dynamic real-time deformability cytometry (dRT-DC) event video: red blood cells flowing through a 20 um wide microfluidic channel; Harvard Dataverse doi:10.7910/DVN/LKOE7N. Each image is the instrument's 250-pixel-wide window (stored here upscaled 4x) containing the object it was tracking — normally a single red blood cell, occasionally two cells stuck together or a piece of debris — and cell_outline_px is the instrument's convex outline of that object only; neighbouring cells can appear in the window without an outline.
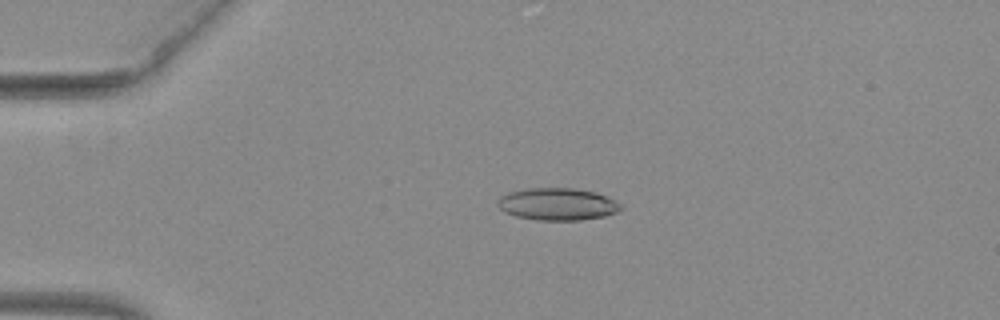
{"species": "common noctule bat (a hibernating species)", "species_latin": "Nyctalus noctula", "temperature_condition": "warm", "stored_images_in_passage": 47, "camera_frame_rate_fps": 3000, "um_per_image_px": 0.085, "animal": {"sex": "female", "body_mass_g": 29.2, "forearm_length_mm": 56.3}, "frame": {"image": 1, "passage_image": 7, "time_ms": 2.0, "image_size_px": [1000, 320], "cell_outline_px": [[624, 208], [616, 212], [604, 216], [580, 220], [536, 220], [516, 216], [504, 212], [496, 204], [500, 196], [508, 192], [528, 188], [572, 188], [596, 192], [620, 204]], "centroid_in_image_um": [47.34, 17.35], "position_along_channel_um": 37.7, "area_um2": 23.06}}
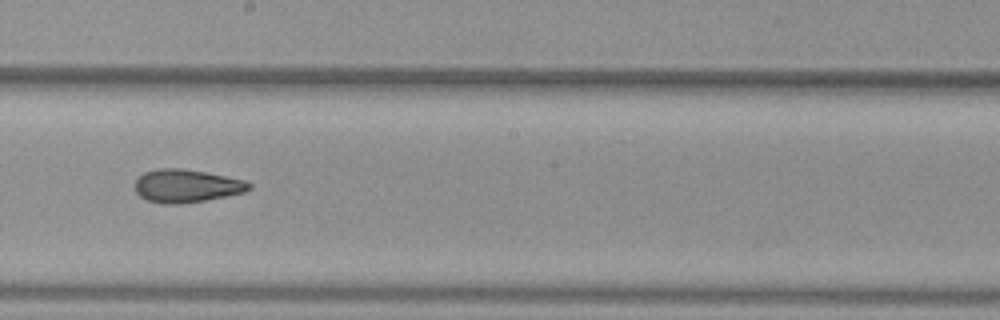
{"frame": {"image": 2, "passage_image": 25, "time_ms": 8.0, "image_size_px": [1000, 320], "cell_outline_px": [[252, 188], [244, 192], [204, 200], [180, 204], [164, 204], [148, 200], [140, 196], [136, 192], [136, 180], [144, 172], [156, 168], [180, 168], [204, 172], [244, 180], [252, 184]], "centroid_in_image_um": [15.84, 15.8], "position_along_channel_um": 232.4, "area_um2": 21.73}}
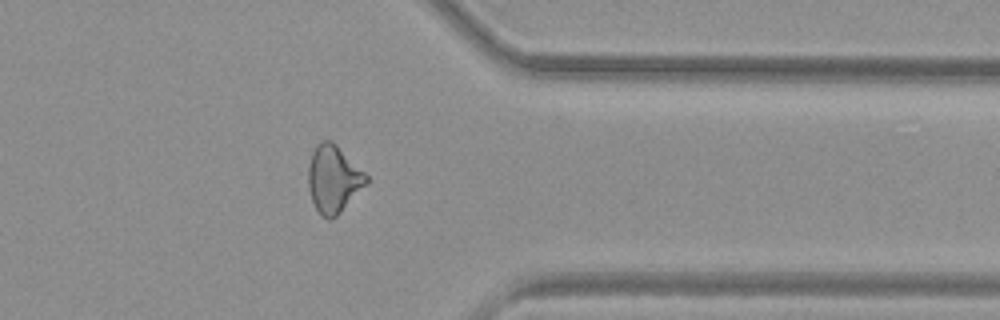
{"frame": {"image": 3, "passage_image": 37, "time_ms": 12.0, "image_size_px": [1000, 320], "cell_outline_px": [[368, 180], [340, 212], [332, 220], [328, 220], [320, 216], [312, 200], [308, 188], [308, 168], [312, 152], [316, 144], [320, 140], [332, 140], [368, 176]], "centroid_in_image_um": [28.3, 15.21], "position_along_channel_um": 383.1, "area_um2": 22.48}, "authors_computed_cell_mechanics": {"area_um2": 22.4842, "velocity_mm_per_s": 3.9772, "shape_relaxation_time_tau1_ms": null, "shape_relaxation_time_tau2_ms": 2.4694, "deformation_change_tau1": null, "deformation_change_tau2": 0.1064}}